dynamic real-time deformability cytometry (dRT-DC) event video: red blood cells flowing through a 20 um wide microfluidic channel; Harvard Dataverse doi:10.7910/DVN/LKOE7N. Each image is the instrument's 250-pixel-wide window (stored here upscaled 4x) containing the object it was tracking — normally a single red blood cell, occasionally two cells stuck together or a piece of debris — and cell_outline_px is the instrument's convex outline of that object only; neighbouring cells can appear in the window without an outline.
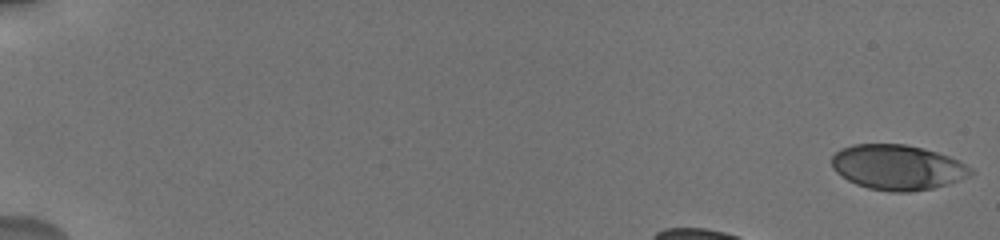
{"species": "human", "species_latin": "Homo sapiens", "temperature_condition": "cold", "stored_images_in_passage": 18, "camera_frame_rate_fps": 3000, "um_per_image_px": 0.085, "donor": {"sex": "male"}, "frame": {"image": 1, "passage_image": 1, "time_ms": 0.0, "image_size_px": [1000, 240], "cell_outline_px": [[972, 172], [956, 180], [932, 188], [908, 192], [888, 192], [868, 188], [856, 184], [848, 180], [836, 172], [832, 168], [832, 156], [840, 148], [852, 144], [904, 144], [924, 148], [948, 156], [964, 164]], "centroid_in_image_um": [76.18, 14.21], "position_along_channel_um": 8.8, "area_um2": 36.01}}
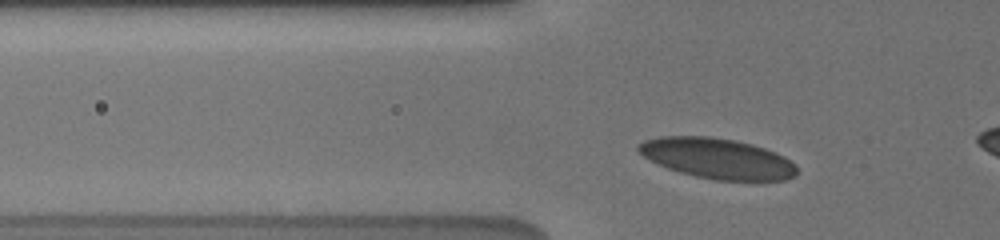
{"frame": {"image": 2, "passage_image": 13, "time_ms": 4.333, "image_size_px": [1000, 240], "cell_outline_px": [[796, 176], [784, 180], [716, 180], [696, 176], [680, 172], [656, 164], [644, 156], [636, 148], [636, 144], [644, 140], [660, 136], [708, 136], [736, 140], [752, 144], [776, 152], [784, 156], [796, 164]], "centroid_in_image_um": [60.96, 13.45], "position_along_channel_um": 64.8, "area_um2": 37.4}}